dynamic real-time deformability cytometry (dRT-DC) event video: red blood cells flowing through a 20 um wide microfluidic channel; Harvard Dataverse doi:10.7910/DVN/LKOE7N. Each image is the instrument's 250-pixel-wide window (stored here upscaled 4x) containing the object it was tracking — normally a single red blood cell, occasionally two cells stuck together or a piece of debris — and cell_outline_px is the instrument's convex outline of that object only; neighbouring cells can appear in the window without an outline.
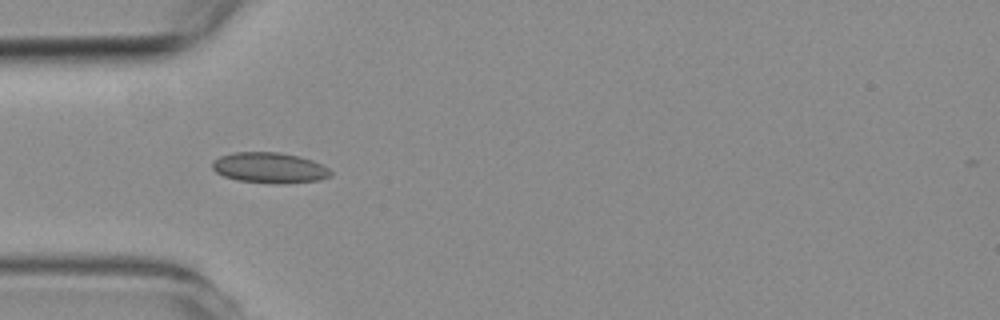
{"species": "common noctule bat (a hibernating species)", "species_latin": "Nyctalus noctula", "temperature_condition": "room temperature", "stored_images_in_passage": 2, "camera_frame_rate_fps": 3000, "um_per_image_px": 0.085, "animal": {"sex": "female", "body_mass_g": 19.3, "forearm_length_mm": 54.1}, "frame": {"image": 1, "passage_image": 1, "time_ms": 0.0, "image_size_px": [1000, 320], "cell_outline_px": [[332, 176], [320, 180], [280, 184], [276, 184], [236, 180], [224, 176], [216, 172], [212, 168], [212, 160], [220, 156], [232, 152], [280, 152], [300, 156], [312, 160], [328, 168], [332, 172]], "centroid_in_image_um": [22.91, 14.26], "position_along_channel_um": 62.1, "area_um2": 21.33}}
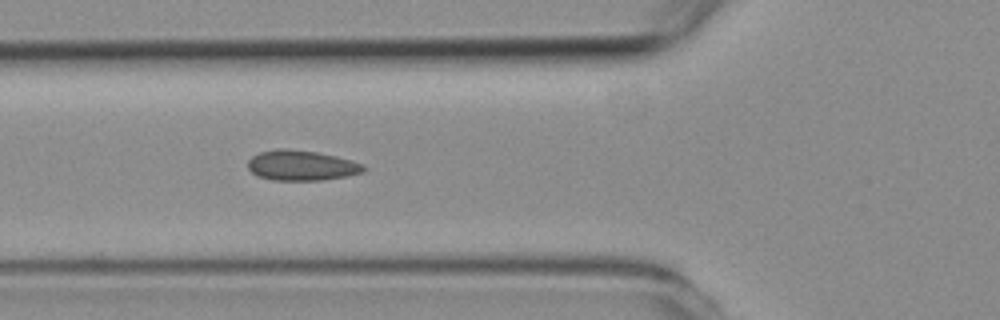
{"frame": {"image": 2, "passage_image": 2, "time_ms": 1.0, "image_size_px": [1000, 320], "cell_outline_px": [[368, 168], [364, 172], [348, 176], [320, 180], [272, 180], [256, 176], [248, 168], [248, 160], [252, 156], [260, 152], [276, 148], [284, 148], [316, 152], [336, 156], [352, 160], [364, 164]], "centroid_in_image_um": [25.64, 14.06], "position_along_channel_um": 100.2, "area_um2": 20.58}}